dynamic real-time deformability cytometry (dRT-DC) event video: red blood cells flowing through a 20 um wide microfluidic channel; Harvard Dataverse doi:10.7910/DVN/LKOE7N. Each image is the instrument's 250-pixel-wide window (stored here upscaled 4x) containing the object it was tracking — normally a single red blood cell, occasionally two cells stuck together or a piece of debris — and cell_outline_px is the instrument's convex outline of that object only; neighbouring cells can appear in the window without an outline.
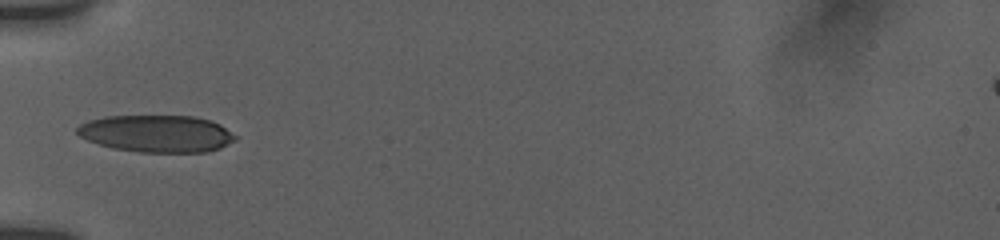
{"species": "human", "species_latin": "Homo sapiens", "temperature_condition": "room temperature", "stored_images_in_passage": 7, "camera_frame_rate_fps": 3000, "um_per_image_px": 0.085, "donor": {"sex": "female"}, "frame": {"image": 1, "passage_image": 1, "time_ms": 0.0, "image_size_px": [1000, 240], "cell_outline_px": [[236, 140], [220, 148], [208, 152], [140, 152], [112, 148], [88, 140], [80, 136], [76, 132], [76, 128], [80, 124], [88, 120], [104, 116], [196, 116], [220, 124], [236, 136]], "centroid_in_image_um": [13.31, 11.35], "position_along_channel_um": 71.7, "area_um2": 34.22}}
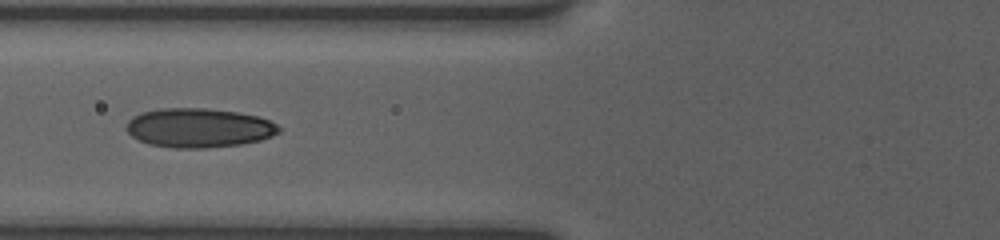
{"frame": {"image": 2, "passage_image": 6, "time_ms": 1.0, "image_size_px": [1000, 240], "cell_outline_px": [[280, 132], [272, 136], [260, 140], [240, 144], [204, 148], [176, 148], [148, 144], [132, 136], [124, 128], [128, 120], [132, 116], [140, 112], [160, 108], [204, 108], [236, 112], [256, 116], [268, 120], [276, 124], [280, 128]], "centroid_in_image_um": [16.85, 10.86], "position_along_channel_um": 108.9, "area_um2": 34.85}}